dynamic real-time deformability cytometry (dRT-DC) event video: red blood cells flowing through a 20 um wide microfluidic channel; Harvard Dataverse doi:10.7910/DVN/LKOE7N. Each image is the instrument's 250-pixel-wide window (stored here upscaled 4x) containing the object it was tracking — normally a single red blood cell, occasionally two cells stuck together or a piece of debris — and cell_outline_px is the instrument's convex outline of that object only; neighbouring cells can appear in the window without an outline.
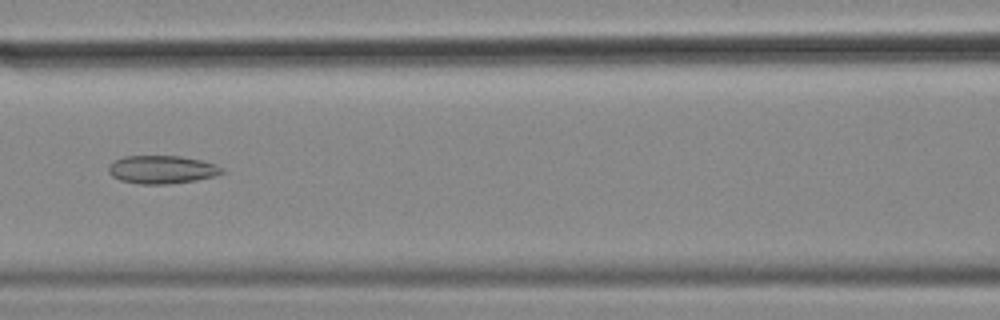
{"species": "common noctule bat (a hibernating species)", "species_latin": "Nyctalus noctula", "temperature_condition": "cold", "stored_images_in_passage": 40, "camera_frame_rate_fps": 3000, "um_per_image_px": 0.085, "animal": {"sex": "female", "body_mass_g": 18.4}, "frame": {"image": 1, "passage_image": 8, "time_ms": 2.333, "image_size_px": [1000, 320], "cell_outline_px": [[224, 172], [216, 176], [196, 180], [168, 184], [140, 184], [120, 180], [112, 176], [108, 172], [108, 164], [112, 160], [124, 156], [180, 156], [200, 160], [216, 164], [224, 168]], "centroid_in_image_um": [13.74, 14.41], "position_along_channel_um": 152.9, "area_um2": 18.79}}
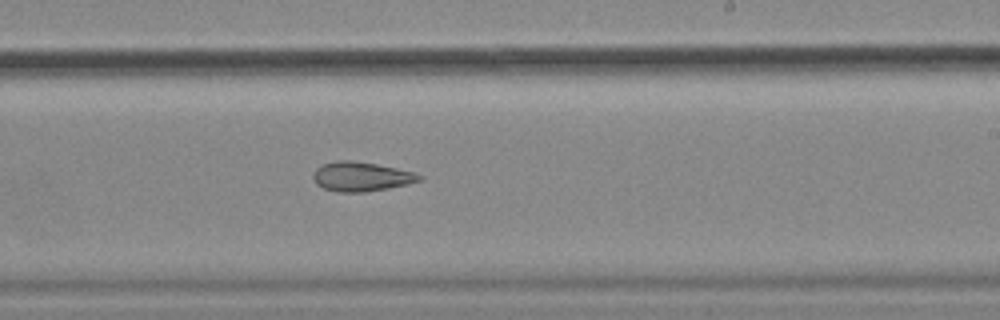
{"frame": {"image": 2, "passage_image": 17, "time_ms": 5.333, "image_size_px": [1000, 320], "cell_outline_px": [[424, 180], [408, 184], [388, 188], [364, 192], [336, 192], [324, 188], [316, 184], [312, 176], [316, 168], [324, 164], [336, 160], [352, 160], [376, 164], [396, 168], [412, 172], [424, 176]], "centroid_in_image_um": [30.71, 15.01], "position_along_channel_um": 258.3, "area_um2": 18.21}}
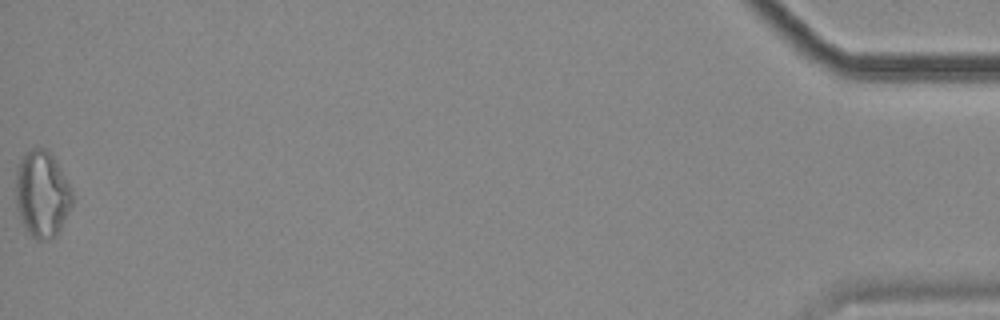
{"frame": {"image": 3, "passage_image": 40, "time_ms": 13.0, "image_size_px": [1000, 320], "cell_outline_px": [[72, 204], [56, 236], [48, 240], [36, 240], [24, 228], [16, 208], [16, 168], [24, 152], [32, 148], [44, 148], [52, 156], [68, 184], [72, 192]], "centroid_in_image_um": [3.53, 16.52], "position_along_channel_um": 431.7, "area_um2": 28.26}, "authors_computed_cell_mechanics": {"area_um2": 18.6694, "velocity_mm_per_s": 3.536, "shape_relaxation_time_tau1_ms": null, "shape_relaxation_time_tau2_ms": 5.3905, "deformation_change_tau1": null, "deformation_change_tau2": 0.1472}}